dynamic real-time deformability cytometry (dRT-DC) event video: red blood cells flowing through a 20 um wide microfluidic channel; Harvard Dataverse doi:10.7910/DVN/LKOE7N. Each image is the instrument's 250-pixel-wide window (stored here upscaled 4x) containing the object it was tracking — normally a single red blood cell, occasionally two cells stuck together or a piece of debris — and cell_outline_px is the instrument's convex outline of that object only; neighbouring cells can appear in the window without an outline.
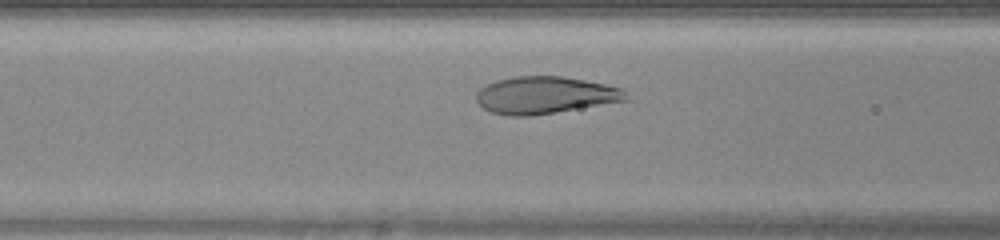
{"species": "human", "species_latin": "Homo sapiens", "temperature_condition": "warm", "stored_images_in_passage": 31, "camera_frame_rate_fps": 3000, "um_per_image_px": 0.085, "donor": {"sex": "female"}, "frame": {"image": 1, "passage_image": 10, "time_ms": 3.0, "image_size_px": [1000, 240], "cell_outline_px": [[632, 100], [532, 116], [508, 116], [492, 112], [484, 108], [476, 100], [476, 92], [480, 88], [496, 80], [512, 76], [564, 76], [604, 84], [620, 88]], "centroid_in_image_um": [46.34, 8.09], "position_along_channel_um": 120.3, "area_um2": 32.6}}
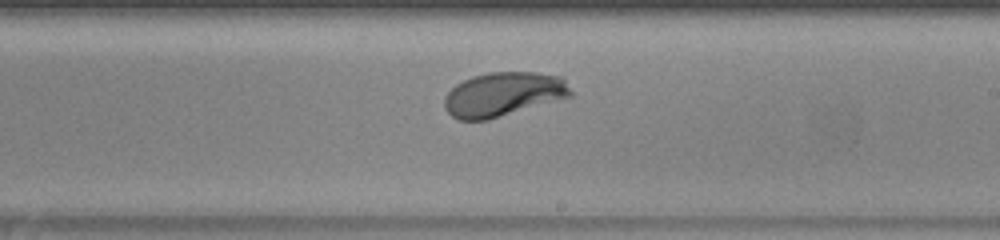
{"frame": {"image": 2, "passage_image": 19, "time_ms": 6.0, "image_size_px": [1000, 240], "cell_outline_px": [[572, 96], [488, 120], [460, 120], [452, 116], [444, 108], [444, 96], [456, 84], [472, 76], [488, 72], [536, 72], [564, 76], [572, 92]], "centroid_in_image_um": [42.79, 8.0], "position_along_channel_um": 246.2, "area_um2": 32.71}}
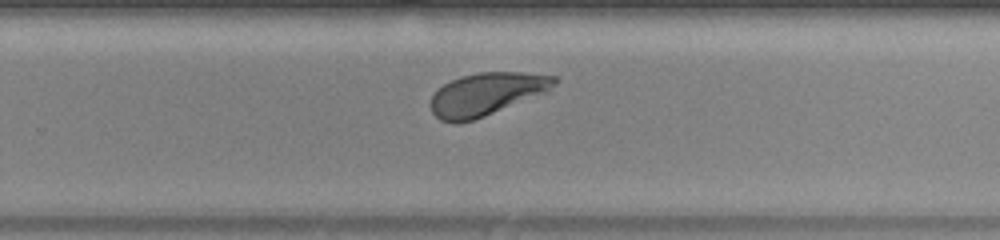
{"frame": {"image": 3, "passage_image": 22, "time_ms": 7.0, "image_size_px": [1000, 240], "cell_outline_px": [[560, 80], [548, 92], [484, 116], [460, 124], [456, 124], [440, 120], [432, 112], [428, 104], [432, 96], [444, 84], [460, 76], [480, 72], [524, 72], [560, 76]], "centroid_in_image_um": [41.39, 7.99], "position_along_channel_um": 288.4, "area_um2": 31.1}, "authors_computed_cell_mechanics": {"area_um2": 32.5992, "velocity_mm_per_s": 4.2215, "shape_relaxation_time_tau1_ms": 1.8766, "shape_relaxation_time_tau2_ms": null, "deformation_change_tau1": 0.1685, "deformation_change_tau2": null}}